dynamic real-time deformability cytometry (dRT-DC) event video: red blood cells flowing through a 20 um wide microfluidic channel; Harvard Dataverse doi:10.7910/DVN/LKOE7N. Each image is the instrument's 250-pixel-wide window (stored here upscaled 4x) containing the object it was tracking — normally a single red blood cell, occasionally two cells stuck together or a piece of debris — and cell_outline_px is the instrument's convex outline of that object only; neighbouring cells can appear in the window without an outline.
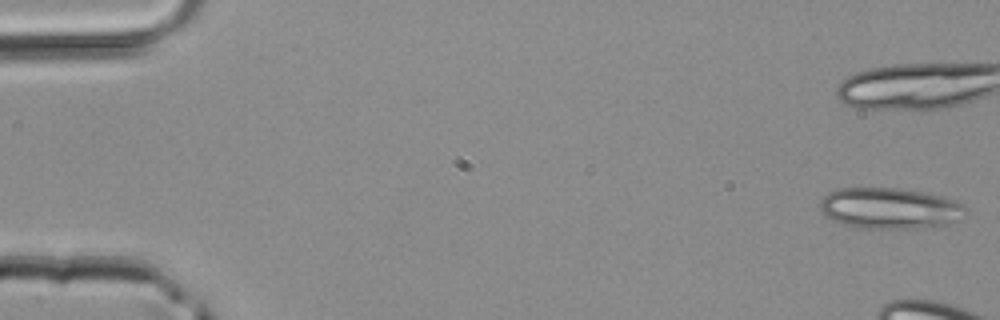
{"species": "common noctule bat (a hibernating species)", "species_latin": "Nyctalus noctula", "temperature_condition": "room temperature", "stored_images_in_passage": 3, "camera_frame_rate_fps": 3000, "um_per_image_px": 0.085, "animal": {"sex": "male", "body_mass_g": 20.4}, "frame": {"image": 1, "passage_image": 1, "time_ms": 0.0, "image_size_px": [1000, 320], "cell_outline_px": [[968, 208], [952, 224], [912, 228], [864, 228], [844, 224], [832, 220], [824, 216], [820, 208], [820, 200], [828, 192], [836, 188], [896, 188], [924, 192], [956, 200], [964, 204]], "centroid_in_image_um": [75.61, 17.69], "position_along_channel_um": 9.4, "area_um2": 34.8}}